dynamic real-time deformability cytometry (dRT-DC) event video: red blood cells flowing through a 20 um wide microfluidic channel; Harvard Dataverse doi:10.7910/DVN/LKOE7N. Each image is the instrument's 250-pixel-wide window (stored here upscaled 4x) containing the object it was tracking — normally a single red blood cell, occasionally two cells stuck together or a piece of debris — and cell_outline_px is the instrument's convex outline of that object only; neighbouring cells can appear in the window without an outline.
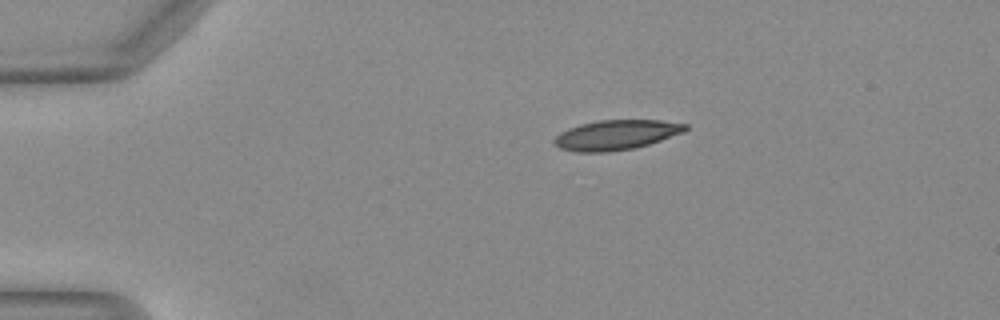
{"species": "Egyptian fruit bat (a non-hibernating species)", "species_latin": "Rousettus aegyptiacus", "temperature_condition": "warm", "stored_images_in_passage": 41, "camera_frame_rate_fps": 3000, "um_per_image_px": 0.085, "animal": {"sex": "female"}, "frame": {"image": 1, "passage_image": 1, "time_ms": 0.0, "image_size_px": [1000, 320], "cell_outline_px": [[688, 128], [684, 132], [636, 148], [608, 152], [576, 152], [560, 148], [552, 144], [552, 140], [560, 132], [568, 128], [580, 124], [600, 120], [660, 120], [688, 124]], "centroid_in_image_um": [52.34, 11.47], "position_along_channel_um": 32.7, "area_um2": 22.95}}
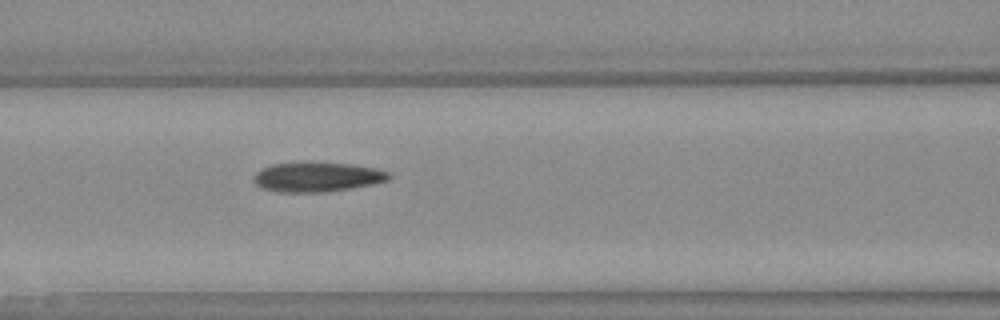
{"frame": {"image": 2, "passage_image": 13, "time_ms": 4.0, "image_size_px": [1000, 320], "cell_outline_px": [[392, 176], [388, 180], [372, 184], [324, 192], [276, 192], [260, 188], [252, 180], [252, 176], [256, 172], [272, 164], [352, 164], [376, 168], [388, 172]], "centroid_in_image_um": [26.93, 15.07], "position_along_channel_um": 139.7, "area_um2": 22.77}}
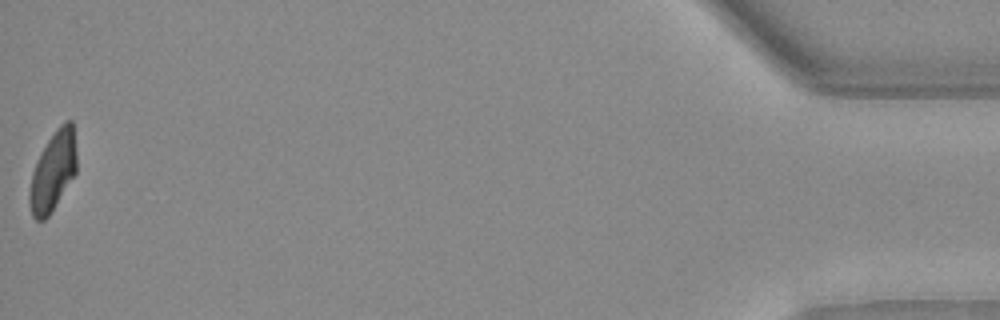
{"frame": {"image": 3, "passage_image": 41, "time_ms": 13.333, "image_size_px": [1000, 320], "cell_outline_px": [[76, 172], [48, 216], [44, 220], [36, 220], [32, 216], [28, 200], [28, 196], [32, 172], [48, 140], [56, 128], [64, 120], [72, 120], [76, 152]], "centroid_in_image_um": [4.5, 14.55], "position_along_channel_um": 430.7, "area_um2": 21.44}, "authors_computed_cell_mechanics": {"area_um2": 23.2356, "velocity_mm_per_s": 4.1061, "shape_relaxation_time_tau1_ms": null, "shape_relaxation_time_tau2_ms": 3.8616, "deformation_change_tau1": null, "deformation_change_tau2": 0.0954}}